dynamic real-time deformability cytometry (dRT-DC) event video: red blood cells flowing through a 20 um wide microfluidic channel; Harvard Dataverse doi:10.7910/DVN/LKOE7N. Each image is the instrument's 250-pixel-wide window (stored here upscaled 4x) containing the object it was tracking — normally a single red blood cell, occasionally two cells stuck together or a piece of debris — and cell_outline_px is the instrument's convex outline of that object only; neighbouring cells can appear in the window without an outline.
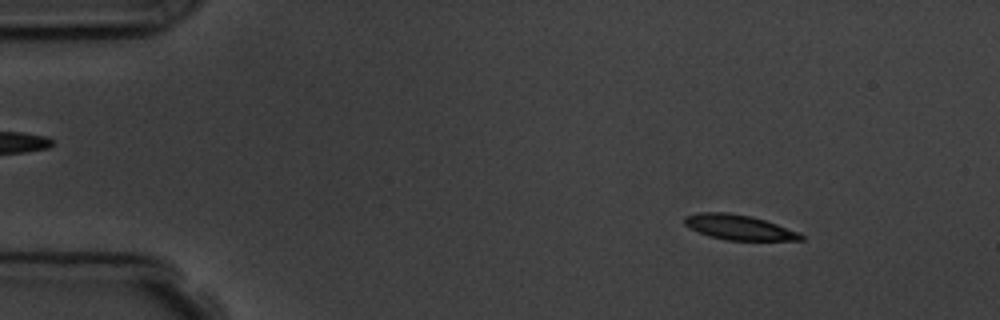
{"species": "common noctule bat (a hibernating species)", "species_latin": "Nyctalus noctula", "temperature_condition": "room temperature", "stored_images_in_passage": 10, "camera_frame_rate_fps": 3000, "um_per_image_px": 0.085, "animal": {"sex": "male", "body_mass_g": 19.5, "forearm_length_mm": 54.6}, "frame": {"image": 1, "passage_image": 2, "time_ms": 1.0, "image_size_px": [1000, 320], "cell_outline_px": [[804, 240], [724, 240], [708, 236], [688, 228], [684, 224], [684, 216], [700, 212], [728, 212], [752, 216], [776, 224], [796, 232], [804, 236]], "centroid_in_image_um": [62.73, 19.32], "position_along_channel_um": 22.3, "area_um2": 16.94}}
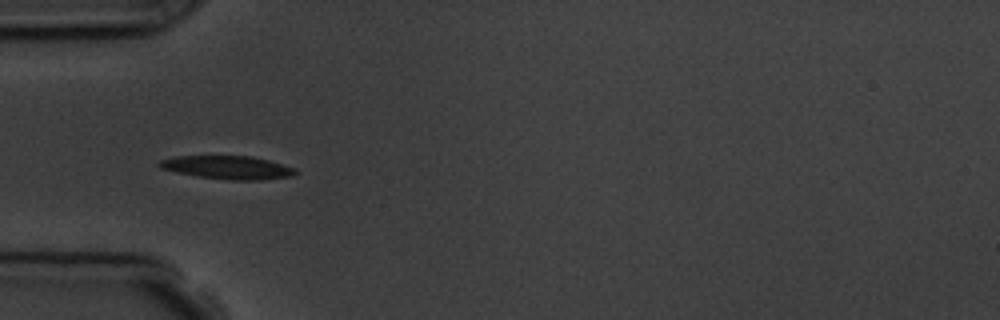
{"frame": {"image": 2, "passage_image": 4, "time_ms": 4.333, "image_size_px": [1000, 320], "cell_outline_px": [[296, 172], [292, 176], [260, 180], [228, 180], [196, 176], [176, 172], [160, 168], [156, 164], [160, 160], [176, 156], [252, 156], [268, 160], [296, 168]], "centroid_in_image_um": [19.33, 14.23], "position_along_channel_um": 65.7, "area_um2": 18.5}}
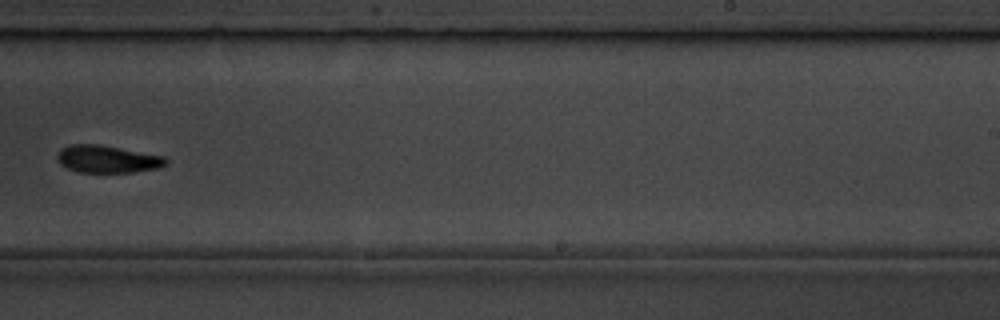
{"frame": {"image": 3, "passage_image": 9, "time_ms": 10.0, "image_size_px": [1000, 320], "cell_outline_px": [[168, 164], [160, 168], [132, 172], [80, 172], [68, 168], [60, 164], [56, 156], [64, 148], [72, 144], [100, 144], [164, 156], [168, 160]], "centroid_in_image_um": [9.18, 13.52], "position_along_channel_um": 279.8, "area_um2": 17.28}}